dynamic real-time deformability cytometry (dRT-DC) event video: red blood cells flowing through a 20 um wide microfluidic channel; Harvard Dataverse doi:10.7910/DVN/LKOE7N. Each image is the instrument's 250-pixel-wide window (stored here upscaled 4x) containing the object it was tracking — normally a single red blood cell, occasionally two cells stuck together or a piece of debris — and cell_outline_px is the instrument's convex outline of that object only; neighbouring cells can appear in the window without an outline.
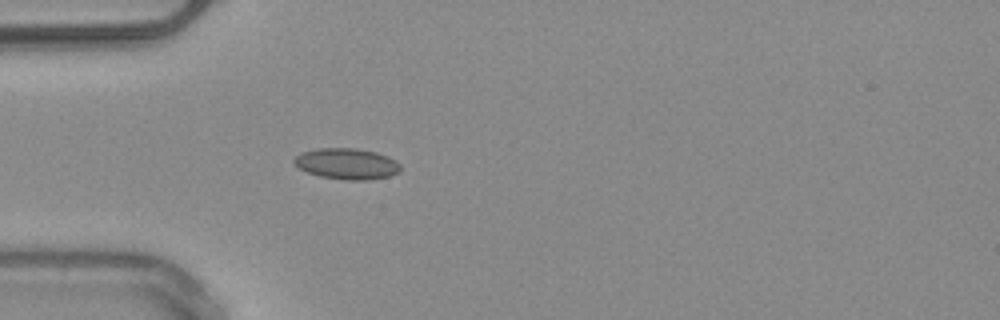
{"species": "common noctule bat (a hibernating species)", "species_latin": "Nyctalus noctula", "temperature_condition": "warm", "stored_images_in_passage": 37, "camera_frame_rate_fps": 3000, "um_per_image_px": 0.085, "animal": {"sex": "male", "body_mass_g": 20.4}, "frame": {"image": 1, "passage_image": 1, "time_ms": 0.0, "image_size_px": [1000, 320], "cell_outline_px": [[400, 172], [388, 176], [368, 180], [344, 180], [320, 176], [308, 172], [300, 168], [292, 160], [300, 152], [320, 148], [356, 148], [376, 152], [388, 156], [396, 160], [400, 164]], "centroid_in_image_um": [29.5, 13.91], "position_along_channel_um": 55.5, "area_um2": 19.25}, "authors_computed_cell_mechanics": {"area_um2": 17.4556, "velocity_mm_per_s": 4.0279, "shape_relaxation_time_tau1_ms": 8.4767, "shape_relaxation_time_tau2_ms": 1.0809, "deformation_change_tau1": 0.1399, "deformation_change_tau2": 0.0642}}